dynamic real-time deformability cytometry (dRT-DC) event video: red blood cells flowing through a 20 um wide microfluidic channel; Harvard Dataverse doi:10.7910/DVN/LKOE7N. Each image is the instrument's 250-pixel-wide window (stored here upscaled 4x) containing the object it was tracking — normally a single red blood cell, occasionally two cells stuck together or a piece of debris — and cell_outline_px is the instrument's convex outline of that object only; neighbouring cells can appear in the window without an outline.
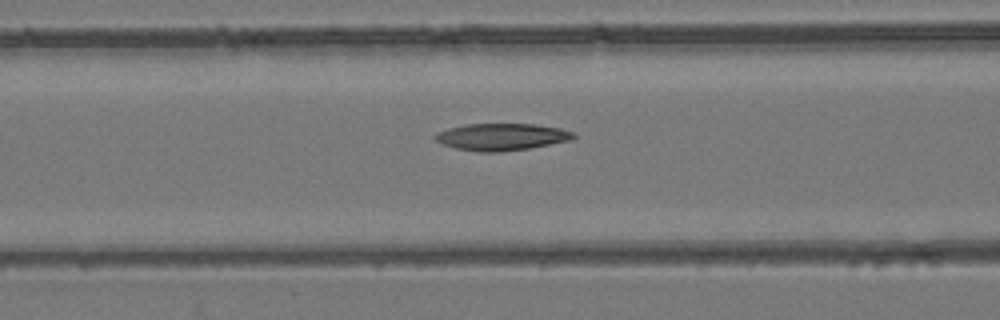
{"species": "common noctule bat (a hibernating species)", "species_latin": "Nyctalus noctula", "temperature_condition": "room temperature", "stored_images_in_passage": 32, "camera_frame_rate_fps": 3000, "um_per_image_px": 0.085, "animal": {"sex": "female", "body_mass_g": 24.6, "forearm_length_mm": 56.2}, "frame": {"image": 1, "passage_image": 7, "time_ms": 2.0, "image_size_px": [1000, 320], "cell_outline_px": [[576, 136], [572, 140], [528, 148], [500, 152], [476, 152], [456, 148], [444, 144], [436, 140], [432, 136], [448, 128], [464, 124], [536, 124], [560, 128], [576, 132]], "centroid_in_image_um": [42.67, 11.63], "position_along_channel_um": 123.9, "area_um2": 21.79}}
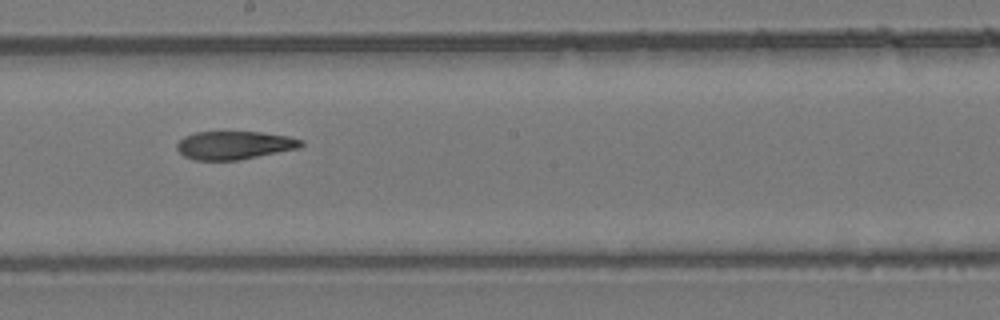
{"frame": {"image": 2, "passage_image": 15, "time_ms": 4.667, "image_size_px": [1000, 320], "cell_outline_px": [[304, 144], [300, 148], [236, 160], [196, 160], [184, 156], [176, 148], [176, 144], [184, 136], [196, 132], [260, 132], [288, 136], [304, 140]], "centroid_in_image_um": [19.93, 12.34], "position_along_channel_um": 228.3, "area_um2": 20.35}}
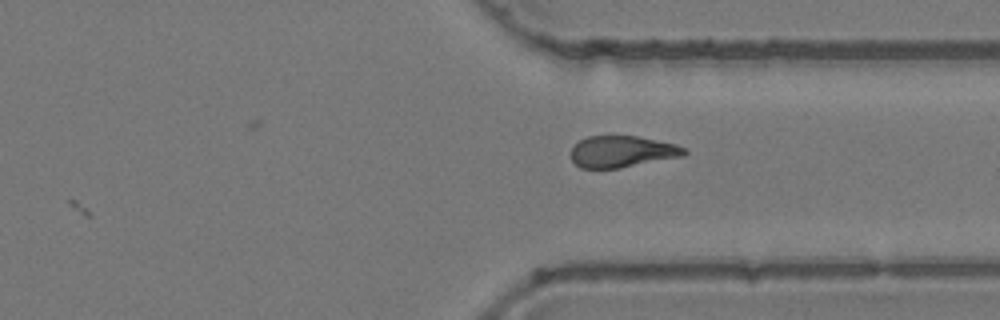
{"frame": {"image": 3, "passage_image": 25, "time_ms": 8.0, "image_size_px": [1000, 320], "cell_outline_px": [[688, 152], [684, 156], [620, 168], [580, 168], [572, 160], [572, 148], [580, 140], [588, 136], [636, 136], [676, 144], [684, 148]], "centroid_in_image_um": [52.9, 12.89], "position_along_channel_um": 358.5, "area_um2": 20.69}, "authors_computed_cell_mechanics": {"area_um2": 21.2126, "velocity_mm_per_s": 3.9099, "shape_relaxation_time_tau1_ms": null, "shape_relaxation_time_tau2_ms": 8.4714, "deformation_change_tau1": null, "deformation_change_tau2": 0.1938}}